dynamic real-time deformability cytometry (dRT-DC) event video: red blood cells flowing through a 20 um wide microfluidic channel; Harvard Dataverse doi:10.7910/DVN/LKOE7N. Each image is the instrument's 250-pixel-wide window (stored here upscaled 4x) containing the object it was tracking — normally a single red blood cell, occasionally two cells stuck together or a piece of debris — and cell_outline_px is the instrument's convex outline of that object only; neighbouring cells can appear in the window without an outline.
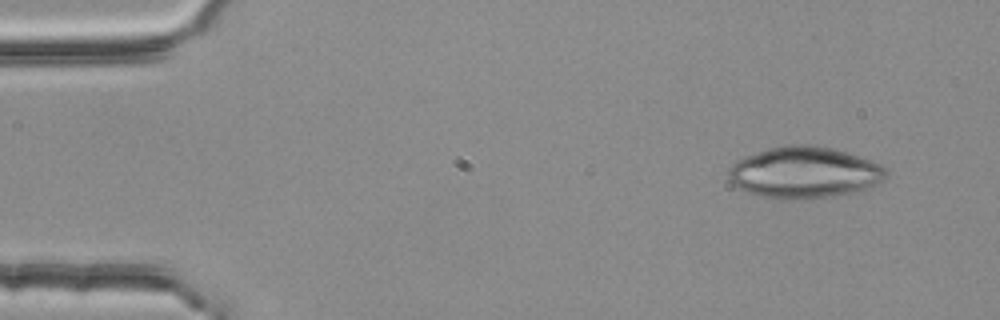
{"species": "common noctule bat (a hibernating species)", "species_latin": "Nyctalus noctula", "temperature_condition": "room temperature", "stored_images_in_passage": 3, "camera_frame_rate_fps": 3000, "um_per_image_px": 0.085, "animal": {"sex": "female", "body_mass_g": 25.1}, "frame": {"image": 1, "passage_image": 1, "time_ms": 0.0, "image_size_px": [1000, 320], "cell_outline_px": [[888, 176], [884, 180], [876, 184], [852, 192], [828, 196], [792, 200], [760, 196], [744, 192], [736, 188], [732, 184], [728, 176], [728, 168], [736, 160], [768, 148], [788, 144], [808, 144], [832, 148], [848, 152], [872, 160], [888, 168]], "centroid_in_image_um": [68.35, 14.65], "position_along_channel_um": 16.6, "area_um2": 47.51}}